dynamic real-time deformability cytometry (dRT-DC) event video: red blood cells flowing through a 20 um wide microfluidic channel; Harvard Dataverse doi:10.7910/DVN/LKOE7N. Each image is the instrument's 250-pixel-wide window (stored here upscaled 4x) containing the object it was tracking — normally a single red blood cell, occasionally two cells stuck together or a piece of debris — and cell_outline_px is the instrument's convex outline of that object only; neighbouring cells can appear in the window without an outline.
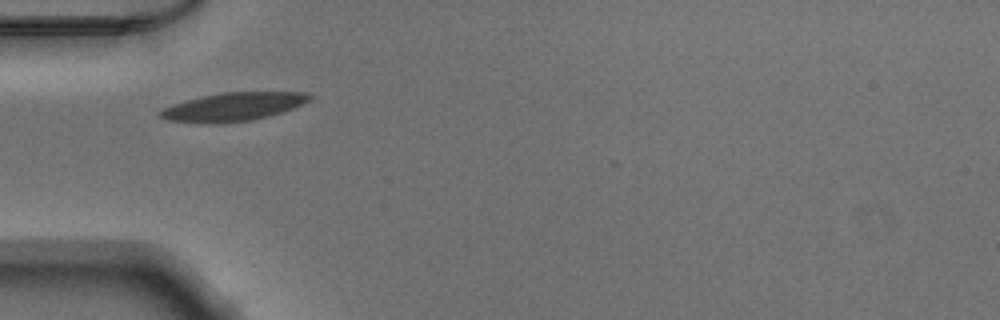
{"species": "Egyptian fruit bat (a non-hibernating species)", "species_latin": "Rousettus aegyptiacus", "temperature_condition": "warm", "stored_images_in_passage": 4, "camera_frame_rate_fps": 3000, "um_per_image_px": 0.085, "animal": {"sex": "male"}, "frame": {"image": 1, "passage_image": 1, "time_ms": 0.0, "image_size_px": [1000, 320], "cell_outline_px": [[312, 100], [304, 104], [268, 116], [252, 120], [212, 124], [208, 124], [168, 120], [160, 116], [156, 112], [172, 104], [200, 96], [224, 92], [304, 92], [312, 96]], "centroid_in_image_um": [19.8, 9.07], "position_along_channel_um": 65.2, "area_um2": 24.74}}